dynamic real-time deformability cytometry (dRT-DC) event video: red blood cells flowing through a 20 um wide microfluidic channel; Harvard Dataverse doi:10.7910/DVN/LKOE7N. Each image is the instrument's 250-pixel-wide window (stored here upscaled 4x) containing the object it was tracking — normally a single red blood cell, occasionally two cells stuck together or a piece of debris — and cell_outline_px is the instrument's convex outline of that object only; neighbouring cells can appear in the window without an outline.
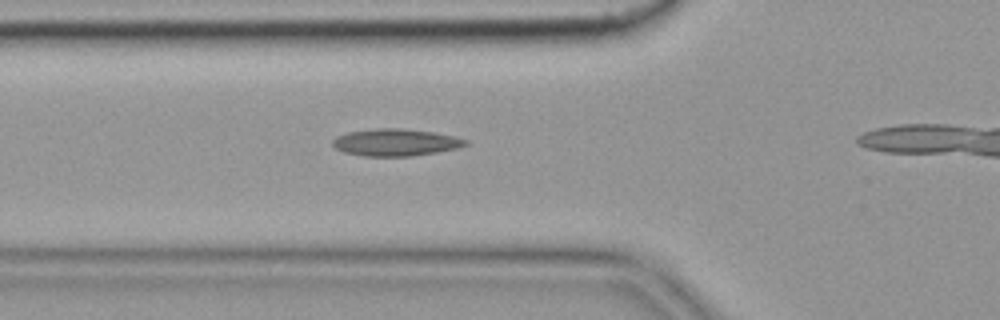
{"species": "common noctule bat (a hibernating species)", "species_latin": "Nyctalus noctula", "temperature_condition": "cold", "stored_images_in_passage": 4, "camera_frame_rate_fps": 3000, "um_per_image_px": 0.085, "animal": {"sex": "female", "body_mass_g": 19.9}, "frame": {"image": 1, "passage_image": 3, "time_ms": 0.667, "image_size_px": [1000, 320], "cell_outline_px": [[468, 144], [460, 148], [412, 156], [364, 156], [344, 152], [336, 148], [332, 144], [332, 140], [336, 136], [348, 132], [376, 128], [404, 128], [432, 132], [456, 136], [468, 140]], "centroid_in_image_um": [33.65, 12.1], "position_along_channel_um": 92.2, "area_um2": 21.1}}